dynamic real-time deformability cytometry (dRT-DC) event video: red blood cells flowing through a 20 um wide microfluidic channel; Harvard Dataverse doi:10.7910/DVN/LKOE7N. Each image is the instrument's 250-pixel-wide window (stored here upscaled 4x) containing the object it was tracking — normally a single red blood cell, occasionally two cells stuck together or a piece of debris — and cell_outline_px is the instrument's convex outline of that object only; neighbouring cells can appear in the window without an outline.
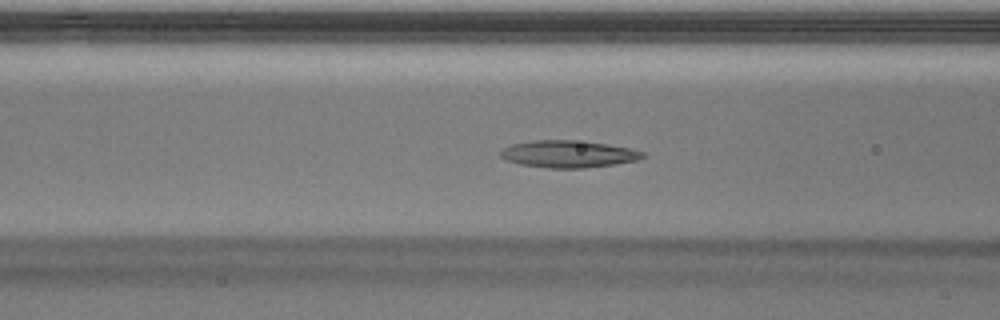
{"species": "Egyptian fruit bat (a non-hibernating species)", "species_latin": "Rousettus aegyptiacus", "temperature_condition": "warm", "stored_images_in_passage": 39, "camera_frame_rate_fps": 3000, "um_per_image_px": 0.085, "animal": {"sex": "male"}, "frame": {"image": 1, "passage_image": 9, "time_ms": 2.667, "image_size_px": [1000, 320], "cell_outline_px": [[648, 156], [636, 160], [612, 164], [584, 168], [548, 168], [520, 164], [508, 160], [500, 156], [500, 152], [504, 148], [512, 144], [532, 140], [572, 140], [608, 144], [628, 148], [644, 152]], "centroid_in_image_um": [48.31, 13.09], "position_along_channel_um": 118.3, "area_um2": 22.25}}
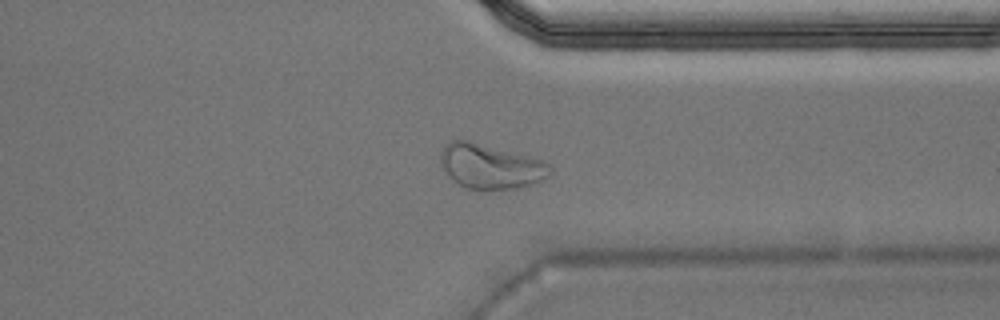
{"frame": {"image": 2, "passage_image": 28, "time_ms": 9.0, "image_size_px": [1000, 320], "cell_outline_px": [[552, 172], [548, 176], [540, 180], [516, 188], [464, 188], [452, 180], [444, 168], [440, 160], [440, 152], [444, 144], [452, 140], [468, 140], [540, 160], [548, 164], [552, 168]], "centroid_in_image_um": [41.63, 14.13], "position_along_channel_um": 369.8, "area_um2": 27.74}}
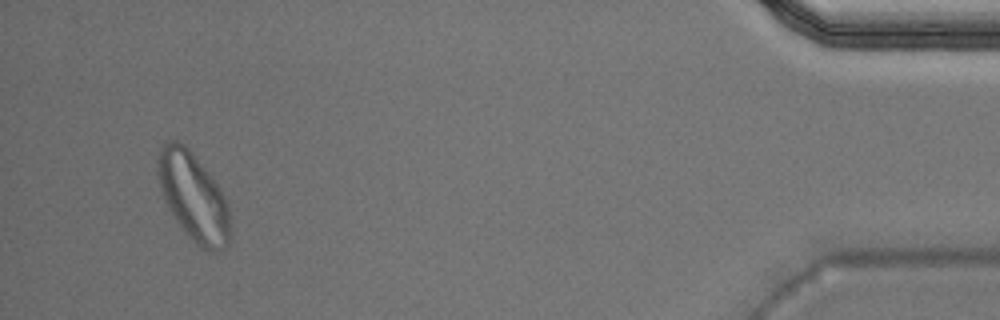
{"frame": {"image": 3, "passage_image": 37, "time_ms": 12.0, "image_size_px": [1000, 320], "cell_outline_px": [[232, 236], [228, 244], [224, 248], [212, 252], [208, 252], [196, 244], [188, 236], [176, 220], [164, 200], [156, 168], [156, 160], [160, 148], [168, 140], [176, 140], [184, 144], [192, 152], [208, 172], [220, 188], [224, 196], [228, 208], [232, 232]], "centroid_in_image_um": [16.45, 16.74], "position_along_channel_um": 418.8, "area_um2": 37.28}, "authors_computed_cell_mechanics": {"area_um2": 22.3686, "velocity_mm_per_s": 3.982, "shape_relaxation_time_tau1_ms": null, "shape_relaxation_time_tau2_ms": 3.2332, "deformation_change_tau1": null, "deformation_change_tau2": 0.1065}}